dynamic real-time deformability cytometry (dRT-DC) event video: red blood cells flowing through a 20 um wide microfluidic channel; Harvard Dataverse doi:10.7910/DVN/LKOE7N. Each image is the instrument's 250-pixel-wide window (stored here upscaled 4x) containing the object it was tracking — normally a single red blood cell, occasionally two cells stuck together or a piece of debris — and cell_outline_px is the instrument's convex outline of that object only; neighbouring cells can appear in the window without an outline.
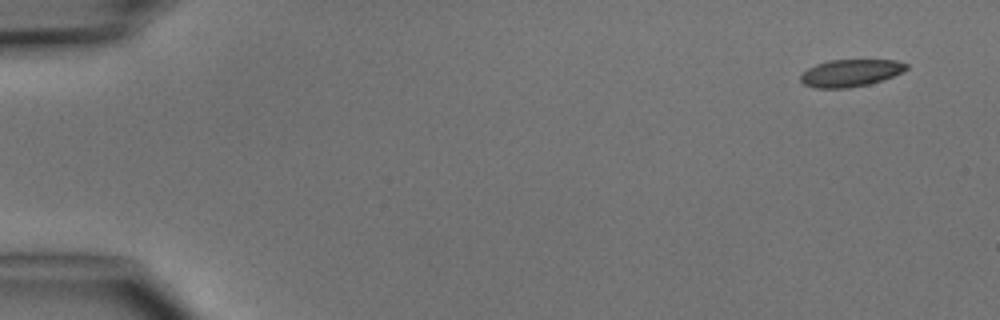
{"species": "common noctule bat (a hibernating species)", "species_latin": "Nyctalus noctula", "temperature_condition": "cold", "stored_images_in_passage": 5, "camera_frame_rate_fps": 3000, "um_per_image_px": 0.085, "animal": {"sex": "male", "body_mass_g": 15.6}, "frame": {"image": 1, "passage_image": 1, "time_ms": 0.0, "image_size_px": [1000, 320], "cell_outline_px": [[908, 68], [892, 76], [868, 84], [848, 88], [816, 88], [804, 84], [800, 80], [800, 76], [808, 68], [816, 64], [832, 60], [896, 60], [908, 64]], "centroid_in_image_um": [72.27, 6.2], "position_along_channel_um": 12.7, "area_um2": 16.53}}